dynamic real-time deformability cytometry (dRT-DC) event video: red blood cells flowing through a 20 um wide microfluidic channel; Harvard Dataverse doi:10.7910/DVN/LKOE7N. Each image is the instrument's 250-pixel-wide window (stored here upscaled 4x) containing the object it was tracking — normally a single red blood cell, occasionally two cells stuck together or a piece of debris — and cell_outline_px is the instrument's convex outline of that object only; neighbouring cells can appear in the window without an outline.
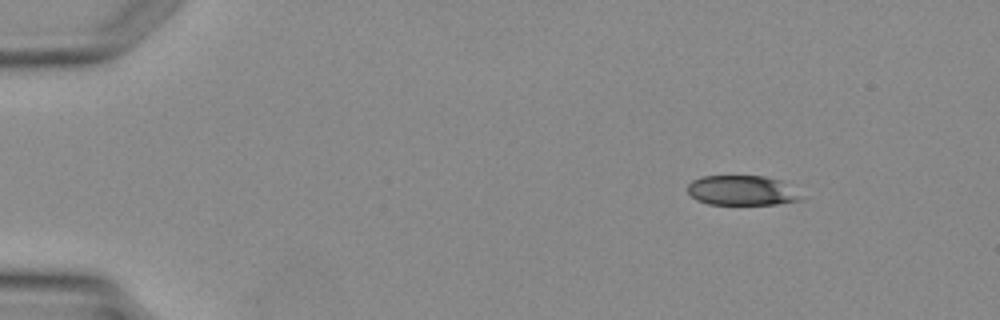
{"species": "Egyptian fruit bat (a non-hibernating species)", "species_latin": "Rousettus aegyptiacus", "temperature_condition": "warm", "stored_images_in_passage": 3, "camera_frame_rate_fps": 3000, "um_per_image_px": 0.085, "animal": {"sex": "female"}, "frame": {"image": 1, "passage_image": 1, "time_ms": 0.0, "image_size_px": [1000, 320], "cell_outline_px": [[804, 196], [800, 200], [776, 204], [708, 204], [696, 200], [688, 192], [688, 184], [692, 180], [700, 176], [764, 176], [780, 180]], "centroid_in_image_um": [63.04, 16.19], "position_along_channel_um": 22.0, "area_um2": 19.71}}